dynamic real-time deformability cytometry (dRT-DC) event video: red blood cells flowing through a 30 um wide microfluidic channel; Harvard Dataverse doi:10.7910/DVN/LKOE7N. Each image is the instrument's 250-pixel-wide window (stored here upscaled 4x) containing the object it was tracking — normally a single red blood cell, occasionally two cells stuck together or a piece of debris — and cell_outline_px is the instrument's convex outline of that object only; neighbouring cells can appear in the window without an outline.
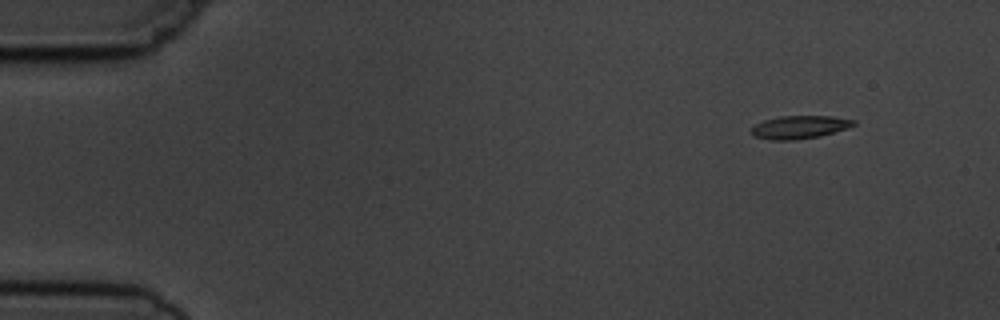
{"species": "common noctule bat (a hibernating species)", "species_latin": "Nyctalus noctula", "temperature_condition": "cold", "stored_images_in_passage": 4, "camera_frame_rate_fps": 3000, "um_per_image_px": 0.085, "animal": {"sex": "male", "body_mass_g": 19.5, "forearm_length_mm": 54.6}, "frame": {"image": 1, "passage_image": 1, "time_ms": 0.0, "image_size_px": [1000, 320], "cell_outline_px": [[856, 124], [848, 128], [820, 136], [796, 140], [772, 140], [752, 136], [752, 128], [756, 124], [764, 120], [780, 116], [832, 116], [856, 120]], "centroid_in_image_um": [67.98, 10.81], "position_along_channel_um": 17.0, "area_um2": 13.76}}
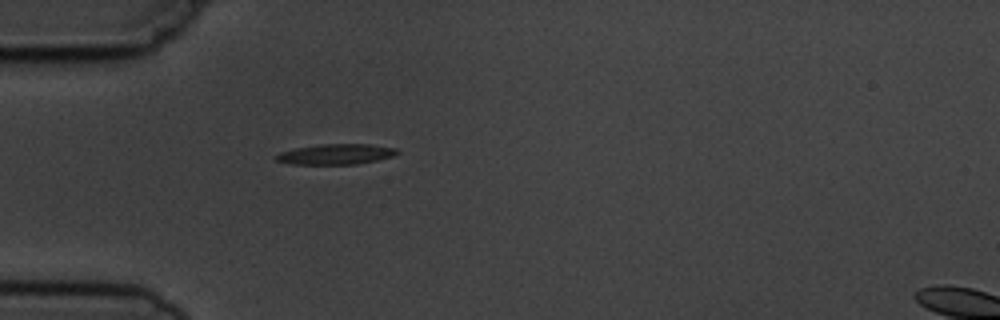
{"frame": {"image": 2, "passage_image": 4, "time_ms": 3.667, "image_size_px": [1000, 320], "cell_outline_px": [[400, 152], [392, 156], [376, 160], [356, 164], [292, 164], [276, 160], [276, 156], [280, 152], [296, 148], [320, 144], [368, 144], [396, 148]], "centroid_in_image_um": [28.56, 13.1], "position_along_channel_um": 56.4, "area_um2": 14.22}}